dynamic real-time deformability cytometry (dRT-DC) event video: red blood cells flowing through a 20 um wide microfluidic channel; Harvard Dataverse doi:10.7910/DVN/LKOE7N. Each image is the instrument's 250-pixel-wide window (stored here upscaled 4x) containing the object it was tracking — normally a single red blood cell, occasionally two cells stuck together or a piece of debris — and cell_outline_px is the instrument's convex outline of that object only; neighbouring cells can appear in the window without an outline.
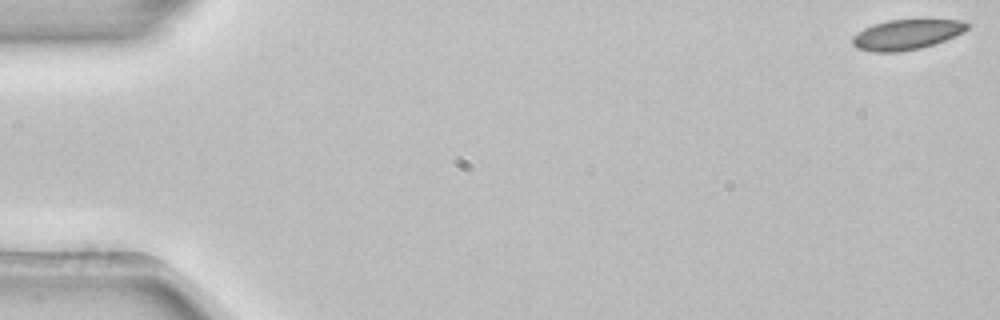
{"species": "common noctule bat (a hibernating species)", "species_latin": "Nyctalus noctula", "temperature_condition": "room temperature", "stored_images_in_passage": 5, "camera_frame_rate_fps": 3000, "um_per_image_px": 0.085, "animal": {"sex": "female", "body_mass_g": 22.7, "forearm_length_mm": 54.2}, "frame": {"image": 1, "passage_image": 1, "time_ms": 0.0, "image_size_px": [1000, 320], "cell_outline_px": [[972, 24], [964, 32], [944, 40], [920, 48], [900, 52], [872, 52], [856, 48], [852, 44], [852, 36], [864, 28], [872, 24], [888, 20], [960, 20]], "centroid_in_image_um": [77.03, 2.94], "position_along_channel_um": 8.0, "area_um2": 20.17}}
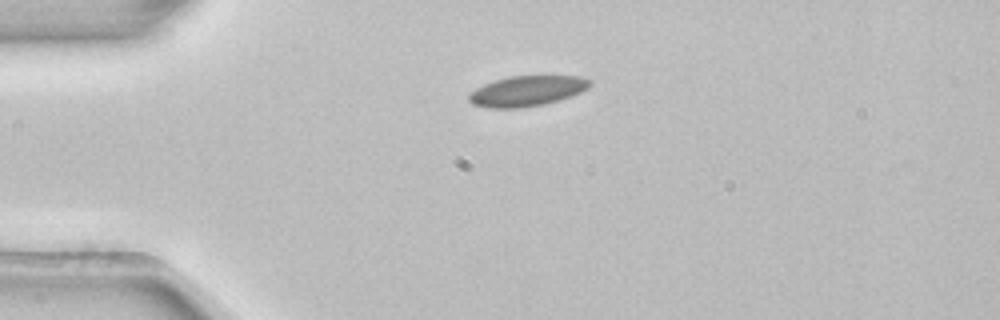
{"frame": {"image": 2, "passage_image": 4, "time_ms": 1.0, "image_size_px": [1000, 320], "cell_outline_px": [[592, 84], [588, 88], [580, 92], [544, 104], [520, 108], [488, 108], [472, 104], [468, 100], [468, 92], [484, 84], [508, 76], [580, 76], [592, 80]], "centroid_in_image_um": [44.76, 7.73], "position_along_channel_um": 40.2, "area_um2": 21.39}}
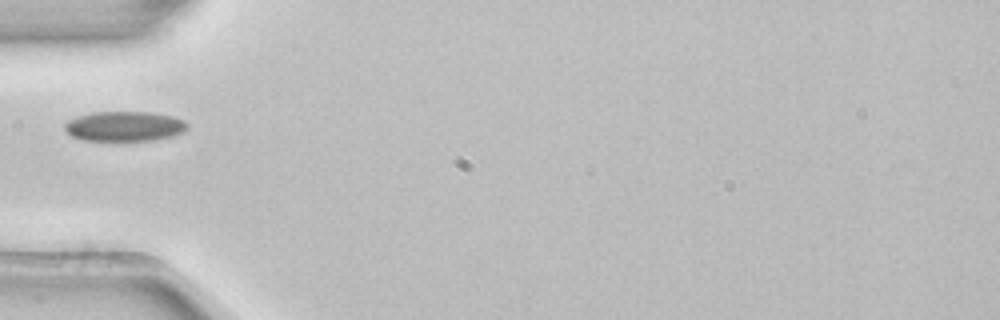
{"frame": {"image": 3, "passage_image": 5, "time_ms": 1.333, "image_size_px": [1000, 320], "cell_outline_px": [[188, 128], [184, 132], [172, 136], [152, 140], [84, 140], [72, 136], [64, 128], [64, 124], [68, 120], [76, 116], [92, 112], [152, 112], [172, 116], [184, 120], [188, 124]], "centroid_in_image_um": [10.59, 10.72], "position_along_channel_um": 74.4, "area_um2": 21.39}}